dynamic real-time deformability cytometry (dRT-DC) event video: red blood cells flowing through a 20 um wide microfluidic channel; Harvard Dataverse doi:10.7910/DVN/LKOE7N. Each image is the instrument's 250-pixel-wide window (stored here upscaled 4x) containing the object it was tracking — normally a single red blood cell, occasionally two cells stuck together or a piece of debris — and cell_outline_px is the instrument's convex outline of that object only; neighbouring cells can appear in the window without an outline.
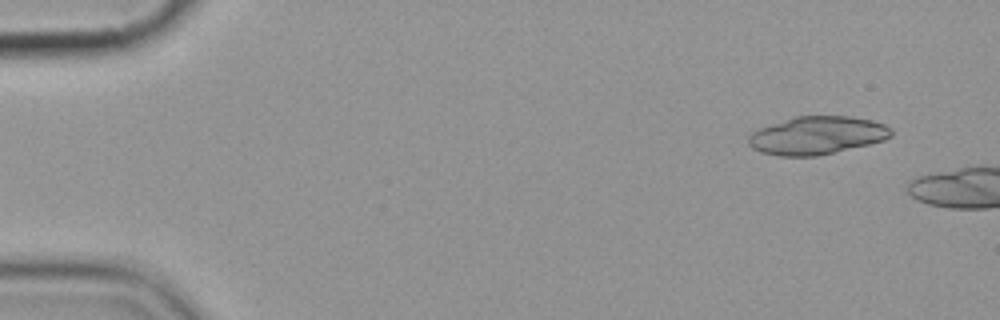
{"species": "common noctule bat (a hibernating species)", "species_latin": "Nyctalus noctula", "temperature_condition": "cold", "stored_images_in_passage": 2, "camera_frame_rate_fps": 3000, "um_per_image_px": 0.085, "animal": {"sex": "female", "body_mass_g": 19.9}, "frame": {"image": 1, "passage_image": 1, "time_ms": 0.0, "image_size_px": [1000, 320], "cell_outline_px": [[892, 136], [884, 140], [868, 144], [816, 156], [780, 156], [760, 152], [752, 148], [748, 144], [748, 136], [752, 132], [760, 128], [796, 116], [848, 116], [872, 120], [884, 124], [892, 128]], "centroid_in_image_um": [69.44, 11.51], "position_along_channel_um": 15.6, "area_um2": 31.44}}